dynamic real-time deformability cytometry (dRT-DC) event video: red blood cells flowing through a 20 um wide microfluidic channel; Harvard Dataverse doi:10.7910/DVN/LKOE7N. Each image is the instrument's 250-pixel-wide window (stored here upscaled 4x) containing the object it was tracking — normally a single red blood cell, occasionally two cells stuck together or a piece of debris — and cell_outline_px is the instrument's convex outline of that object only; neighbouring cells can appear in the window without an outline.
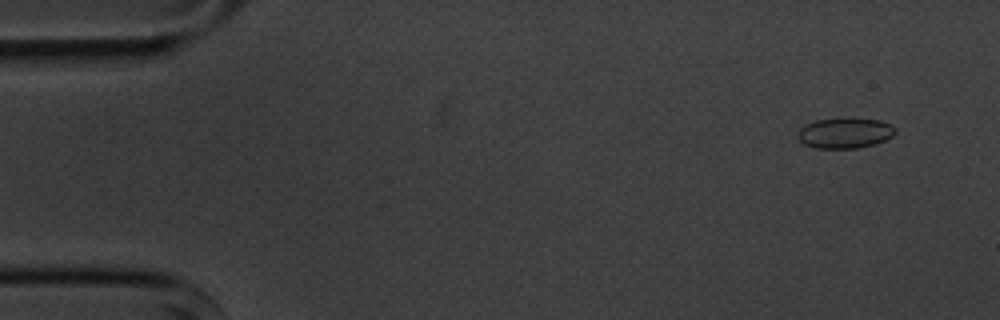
{"species": "common noctule bat (a hibernating species)", "species_latin": "Nyctalus noctula", "temperature_condition": "cold", "stored_images_in_passage": 14, "camera_frame_rate_fps": 3000, "um_per_image_px": 0.085, "animal": {"sex": "male", "body_mass_g": 20.1, "forearm_length_mm": 53.5}, "frame": {"image": 1, "passage_image": 1, "time_ms": 0.0, "image_size_px": [1000, 320], "cell_outline_px": [[896, 132], [892, 136], [876, 144], [856, 148], [816, 148], [804, 144], [796, 136], [796, 132], [804, 124], [816, 120], [848, 116], [880, 120], [892, 124], [896, 128]], "centroid_in_image_um": [71.81, 11.27], "position_along_channel_um": 13.2, "area_um2": 17.92}}
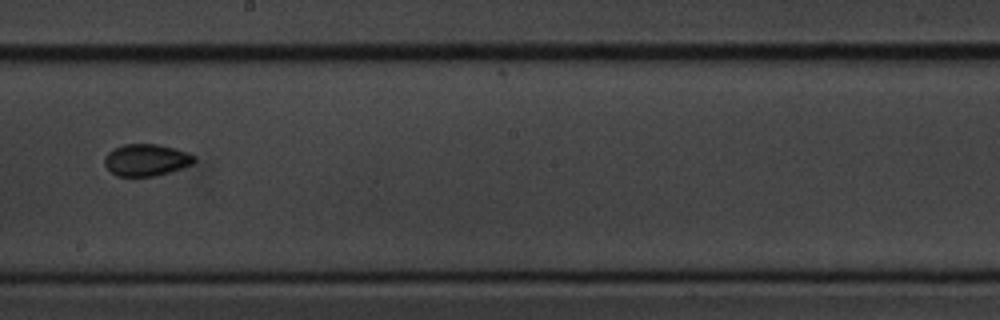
{"frame": {"image": 2, "passage_image": 8, "time_ms": 9.0, "image_size_px": [1000, 320], "cell_outline_px": [[196, 160], [192, 164], [156, 176], [116, 176], [104, 164], [104, 156], [112, 148], [124, 144], [160, 144], [188, 152], [196, 156]], "centroid_in_image_um": [12.42, 13.58], "position_along_channel_um": 235.8, "area_um2": 16.76}}
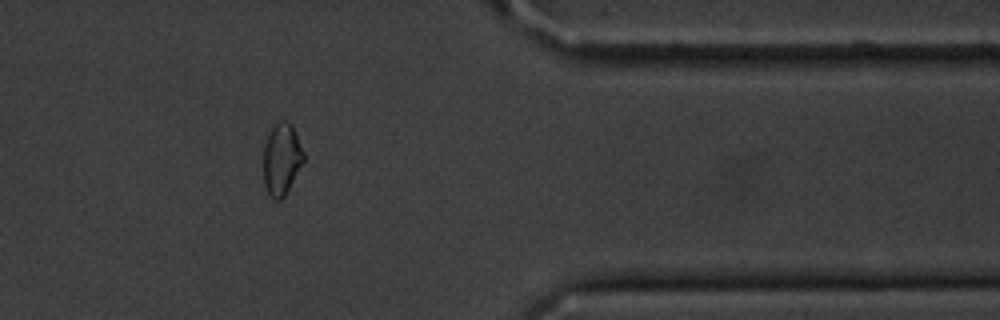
{"frame": {"image": 3, "passage_image": 12, "time_ms": 13.667, "image_size_px": [1000, 320], "cell_outline_px": [[304, 160], [284, 196], [280, 200], [272, 200], [264, 184], [264, 144], [272, 124], [276, 120], [284, 120], [292, 124], [304, 152]], "centroid_in_image_um": [23.92, 13.48], "position_along_channel_um": 387.5, "area_um2": 16.88}, "authors_computed_cell_mechanics": {"area_um2": 16.6753, "velocity_mm_per_s": 3.6392, "shape_relaxation_time_tau1_ms": 2.6993, "shape_relaxation_time_tau2_ms": 3.9496, "deformation_change_tau1": 0.0507, "deformation_change_tau2": 0.0491}}